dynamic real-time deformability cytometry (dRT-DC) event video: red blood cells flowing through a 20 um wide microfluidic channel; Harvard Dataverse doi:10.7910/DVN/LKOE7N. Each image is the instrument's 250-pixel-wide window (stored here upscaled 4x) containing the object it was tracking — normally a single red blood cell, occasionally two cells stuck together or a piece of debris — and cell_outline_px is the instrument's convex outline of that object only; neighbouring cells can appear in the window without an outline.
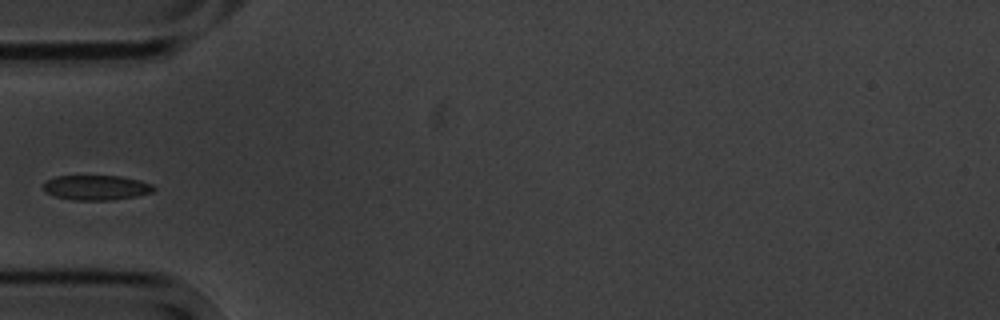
{"species": "common noctule bat (a hibernating species)", "species_latin": "Nyctalus noctula", "temperature_condition": "cold", "stored_images_in_passage": 13, "camera_frame_rate_fps": 3000, "um_per_image_px": 0.085, "animal": {"sex": "male", "body_mass_g": 20.1, "forearm_length_mm": 53.5}, "frame": {"image": 1, "passage_image": 3, "time_ms": 3.333, "image_size_px": [1000, 320], "cell_outline_px": [[156, 188], [152, 192], [136, 196], [112, 200], [72, 200], [56, 196], [48, 192], [44, 188], [44, 180], [56, 176], [120, 176], [140, 180], [152, 184]], "centroid_in_image_um": [8.2, 15.94], "position_along_channel_um": 76.8, "area_um2": 15.95}}
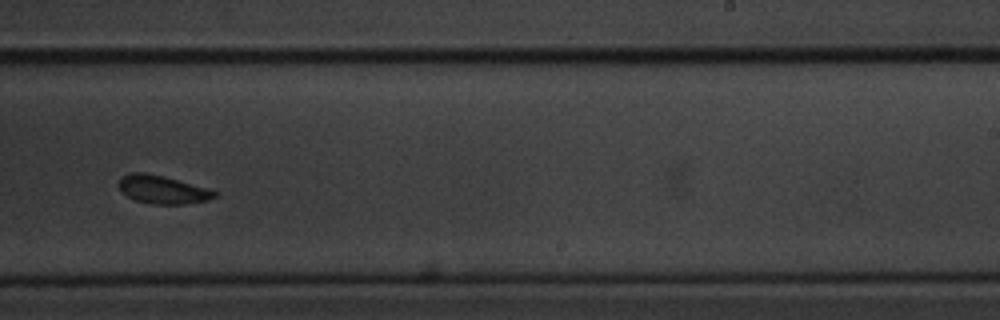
{"frame": {"image": 2, "passage_image": 8, "time_ms": 9.0, "image_size_px": [1000, 320], "cell_outline_px": [[220, 192], [216, 196], [208, 200], [184, 204], [152, 204], [136, 200], [120, 192], [120, 180], [124, 176], [132, 172], [144, 172], [164, 176]], "centroid_in_image_um": [13.84, 16.12], "position_along_channel_um": 275.2, "area_um2": 15.55}}
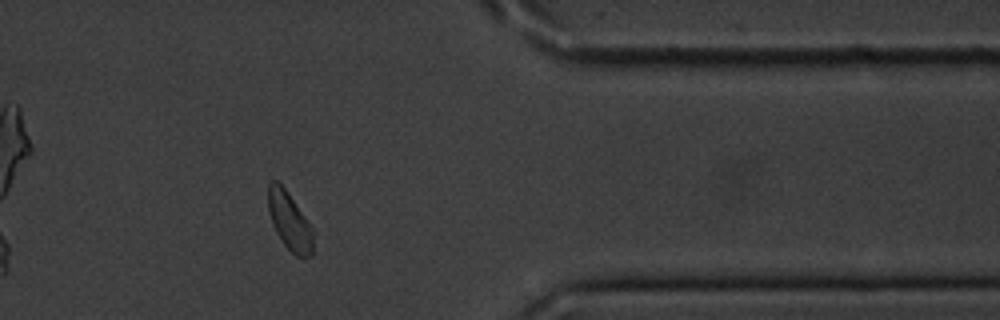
{"frame": {"image": 3, "passage_image": 11, "time_ms": 12.667, "image_size_px": [1000, 320], "cell_outline_px": [[316, 232], [312, 256], [296, 256], [284, 244], [276, 232], [272, 224], [268, 212], [268, 184], [272, 180], [276, 180], [284, 188]], "centroid_in_image_um": [24.64, 18.83], "position_along_channel_um": 386.8, "area_um2": 15.32}, "authors_computed_cell_mechanics": {"area_um2": 16.4152, "velocity_mm_per_s": 3.4994, "shape_relaxation_time_tau1_ms": 1.942, "shape_relaxation_time_tau2_ms": 1.6564, "deformation_change_tau1": 0.0727, "deformation_change_tau2": 0.049}}